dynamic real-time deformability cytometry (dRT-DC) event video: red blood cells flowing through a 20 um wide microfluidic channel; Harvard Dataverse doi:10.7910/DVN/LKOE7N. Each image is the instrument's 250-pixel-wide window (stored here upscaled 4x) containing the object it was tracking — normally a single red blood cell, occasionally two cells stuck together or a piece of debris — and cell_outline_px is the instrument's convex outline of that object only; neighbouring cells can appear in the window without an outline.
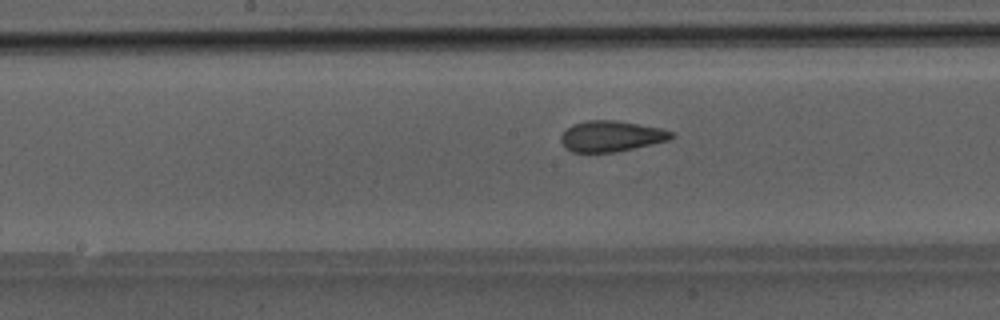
{"species": "Egyptian fruit bat (a non-hibernating species)", "species_latin": "Rousettus aegyptiacus", "temperature_condition": "room temperature", "stored_images_in_passage": 48, "camera_frame_rate_fps": 3000, "um_per_image_px": 0.085, "animal": {"sex": "male"}, "frame": {"image": 1, "passage_image": 25, "time_ms": 8.0, "image_size_px": [1000, 320], "cell_outline_px": [[676, 136], [668, 140], [652, 144], [616, 152], [572, 152], [564, 148], [560, 140], [560, 136], [572, 124], [584, 120], [616, 120], [660, 128], [676, 132]], "centroid_in_image_um": [51.95, 11.57], "position_along_channel_um": 196.3, "area_um2": 20.0}}
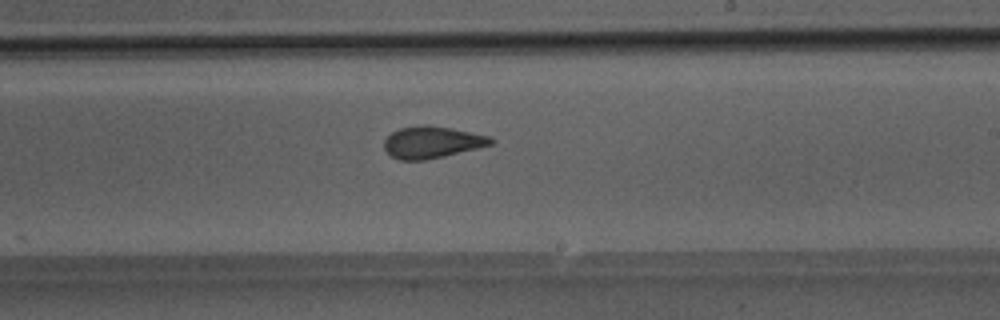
{"frame": {"image": 2, "passage_image": 29, "time_ms": 9.333, "image_size_px": [1000, 320], "cell_outline_px": [[496, 140], [492, 144], [444, 156], [424, 160], [400, 160], [392, 156], [384, 148], [384, 140], [392, 132], [400, 128], [420, 124], [428, 124], [452, 128], [488, 136]], "centroid_in_image_um": [36.7, 12.07], "position_along_channel_um": 252.3, "area_um2": 19.71}}
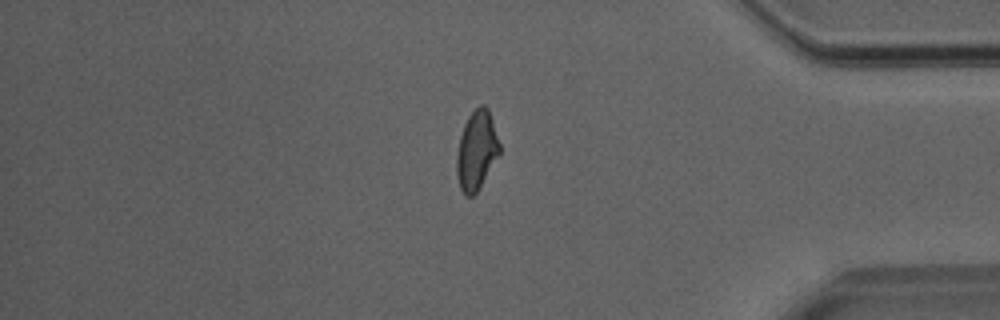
{"frame": {"image": 3, "passage_image": 41, "time_ms": 13.333, "image_size_px": [1000, 320], "cell_outline_px": [[500, 152], [476, 192], [472, 196], [464, 196], [460, 188], [456, 172], [456, 156], [460, 136], [464, 124], [468, 116], [480, 104], [484, 104], [488, 108], [500, 144]], "centroid_in_image_um": [40.49, 12.77], "position_along_channel_um": 394.7, "area_um2": 19.54}}